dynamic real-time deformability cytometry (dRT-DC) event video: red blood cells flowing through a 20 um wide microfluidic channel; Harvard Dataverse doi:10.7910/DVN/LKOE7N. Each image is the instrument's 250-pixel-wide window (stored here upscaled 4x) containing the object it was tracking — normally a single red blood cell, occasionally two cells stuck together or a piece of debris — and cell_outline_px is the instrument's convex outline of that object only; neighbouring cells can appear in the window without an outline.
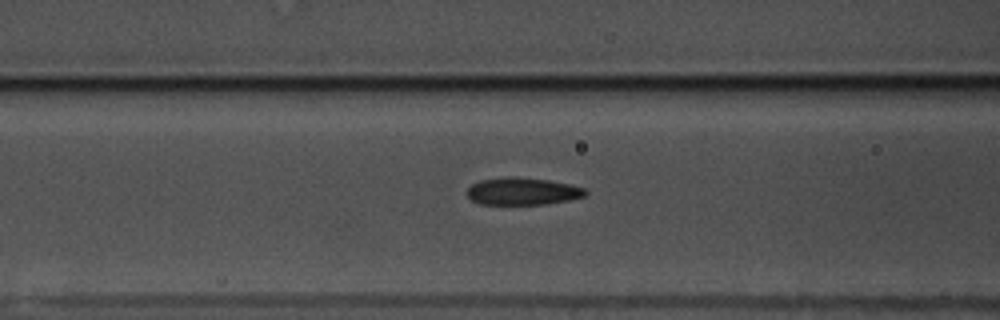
{"species": "common noctule bat (a hibernating species)", "species_latin": "Nyctalus noctula", "temperature_condition": "warm", "stored_images_in_passage": 40, "camera_frame_rate_fps": 3000, "um_per_image_px": 0.085, "animal": {"sex": "male", "body_mass_g": 17.5, "forearm_length_mm": 52.3}, "frame": {"image": 1, "passage_image": 6, "time_ms": 1.667, "image_size_px": [1000, 320], "cell_outline_px": [[588, 192], [584, 196], [568, 200], [544, 204], [480, 204], [472, 200], [464, 192], [472, 184], [480, 180], [504, 176], [516, 176], [548, 180], [568, 184], [584, 188]], "centroid_in_image_um": [44.36, 16.25], "position_along_channel_um": 122.2, "area_um2": 18.9}}
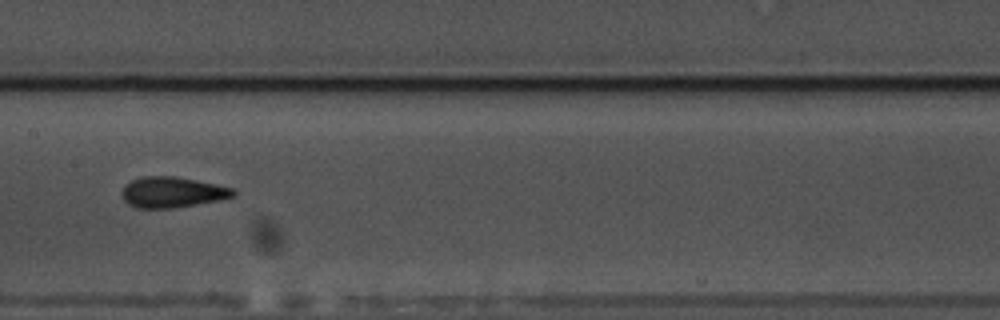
{"frame": {"image": 2, "passage_image": 12, "time_ms": 3.667, "image_size_px": [1000, 320], "cell_outline_px": [[236, 196], [220, 200], [176, 208], [136, 208], [128, 204], [120, 196], [120, 192], [124, 184], [132, 180], [144, 176], [176, 176], [216, 184], [232, 188], [236, 192]], "centroid_in_image_um": [14.61, 16.34], "position_along_channel_um": 192.8, "area_um2": 20.23}}
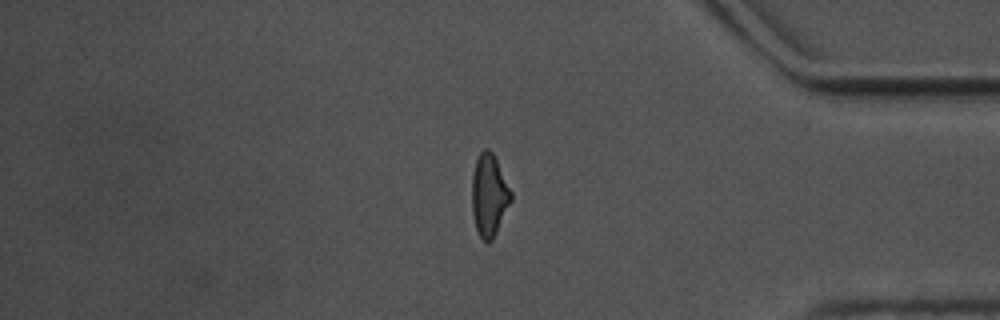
{"frame": {"image": 3, "passage_image": 31, "time_ms": 10.0, "image_size_px": [1000, 320], "cell_outline_px": [[512, 200], [492, 240], [488, 244], [480, 236], [476, 228], [472, 212], [472, 176], [476, 160], [480, 152], [484, 148], [488, 148], [492, 152], [512, 192]], "centroid_in_image_um": [41.57, 16.59], "position_along_channel_um": 393.6, "area_um2": 18.55}, "authors_computed_cell_mechanics": {"area_um2": 18.7561, "velocity_mm_per_s": 3.5323, "shape_relaxation_time_tau1_ms": 4.0896, "shape_relaxation_time_tau2_ms": 2.0318, "deformation_change_tau1": 0.1446, "deformation_change_tau2": 0.1079}}